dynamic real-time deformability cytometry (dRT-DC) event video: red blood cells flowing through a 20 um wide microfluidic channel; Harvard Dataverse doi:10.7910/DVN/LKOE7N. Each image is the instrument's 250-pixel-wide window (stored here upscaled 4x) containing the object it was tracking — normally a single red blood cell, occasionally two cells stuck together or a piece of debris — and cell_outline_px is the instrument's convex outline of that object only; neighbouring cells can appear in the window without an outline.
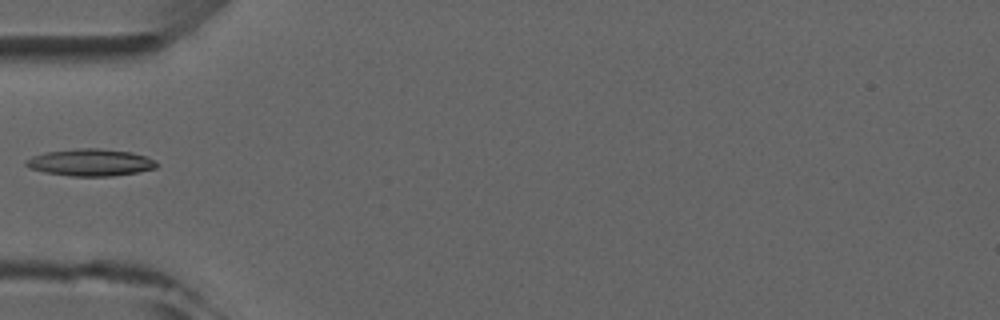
{"species": "common noctule bat (a hibernating species)", "species_latin": "Nyctalus noctula", "temperature_condition": "room temperature", "stored_images_in_passage": 6, "camera_frame_rate_fps": 3000, "um_per_image_px": 0.085, "animal": {"sex": "male", "forearm_length_mm": 52.5}, "frame": {"image": 1, "passage_image": 5, "time_ms": 4.667, "image_size_px": [1000, 320], "cell_outline_px": [[160, 164], [156, 168], [136, 172], [112, 176], [72, 176], [44, 172], [28, 168], [24, 164], [24, 160], [32, 156], [44, 152], [80, 148], [100, 148], [132, 152], [156, 160]], "centroid_in_image_um": [7.67, 13.8], "position_along_channel_um": 77.3, "area_um2": 20.75}}
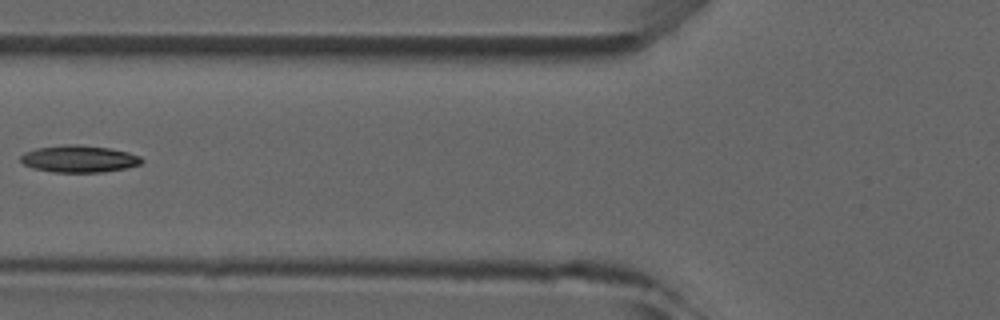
{"frame": {"image": 2, "passage_image": 6, "time_ms": 5.667, "image_size_px": [1000, 320], "cell_outline_px": [[144, 160], [140, 164], [124, 168], [100, 172], [52, 172], [32, 168], [24, 164], [20, 160], [20, 156], [24, 152], [36, 148], [64, 144], [80, 144], [108, 148], [128, 152], [140, 156]], "centroid_in_image_um": [6.68, 13.49], "position_along_channel_um": 119.1, "area_um2": 19.07}}